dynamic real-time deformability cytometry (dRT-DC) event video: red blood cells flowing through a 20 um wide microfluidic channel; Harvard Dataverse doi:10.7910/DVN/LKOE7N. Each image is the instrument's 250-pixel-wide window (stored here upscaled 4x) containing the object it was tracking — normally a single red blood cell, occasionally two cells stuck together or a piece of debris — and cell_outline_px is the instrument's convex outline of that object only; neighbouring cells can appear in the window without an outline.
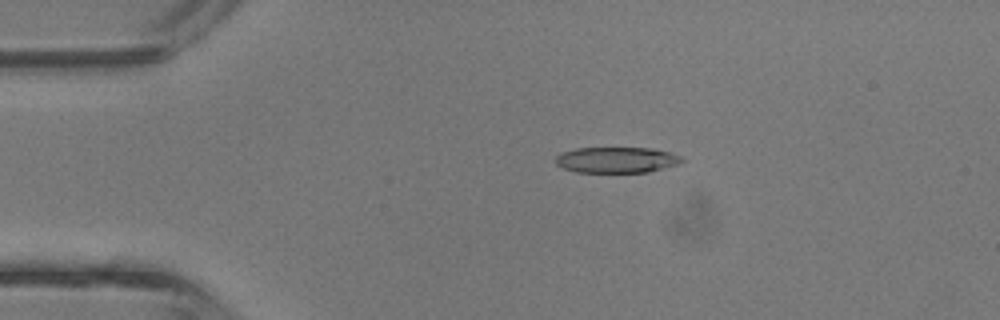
{"species": "common noctule bat (a hibernating species)", "species_latin": "Nyctalus noctula", "temperature_condition": "room temperature", "stored_images_in_passage": 4, "camera_frame_rate_fps": 3000, "um_per_image_px": 0.085, "animal": {"sex": "male", "body_mass_g": 13.3}, "frame": {"image": 1, "passage_image": 3, "time_ms": 0.667, "image_size_px": [1000, 320], "cell_outline_px": [[684, 160], [680, 164], [648, 172], [576, 172], [564, 168], [556, 164], [556, 156], [560, 152], [576, 148], [652, 148], [668, 152], [680, 156]], "centroid_in_image_um": [52.4, 13.59], "position_along_channel_um": 32.6, "area_um2": 19.02}}